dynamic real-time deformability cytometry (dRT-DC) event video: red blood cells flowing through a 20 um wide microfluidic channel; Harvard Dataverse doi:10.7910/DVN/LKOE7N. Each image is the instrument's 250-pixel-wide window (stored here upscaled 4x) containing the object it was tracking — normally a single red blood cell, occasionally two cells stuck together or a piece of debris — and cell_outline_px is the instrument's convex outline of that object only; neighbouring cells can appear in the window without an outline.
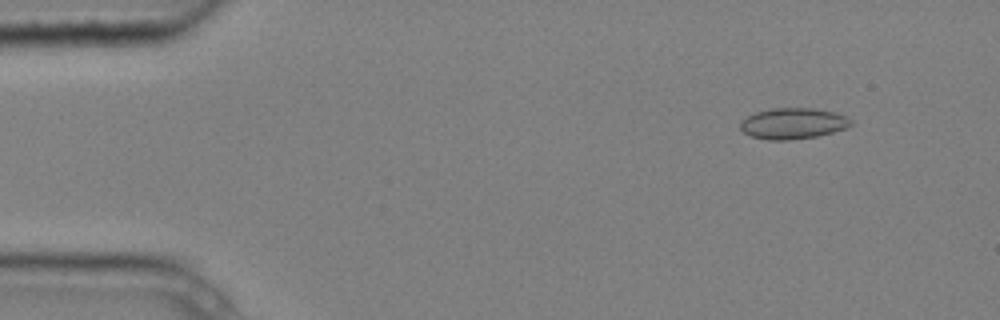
{"species": "common noctule bat (a hibernating species)", "species_latin": "Nyctalus noctula", "temperature_condition": "cold", "stored_images_in_passage": 5, "camera_frame_rate_fps": 3000, "um_per_image_px": 0.085, "animal": {"sex": "male", "body_mass_g": 20.4}, "frame": {"image": 1, "passage_image": 1, "time_ms": 0.0, "image_size_px": [1000, 320], "cell_outline_px": [[852, 124], [848, 128], [816, 136], [788, 140], [768, 140], [752, 136], [744, 132], [740, 128], [740, 120], [756, 112], [772, 108], [812, 108], [832, 112], [848, 116], [852, 120]], "centroid_in_image_um": [67.41, 10.49], "position_along_channel_um": 17.6, "area_um2": 19.94}}
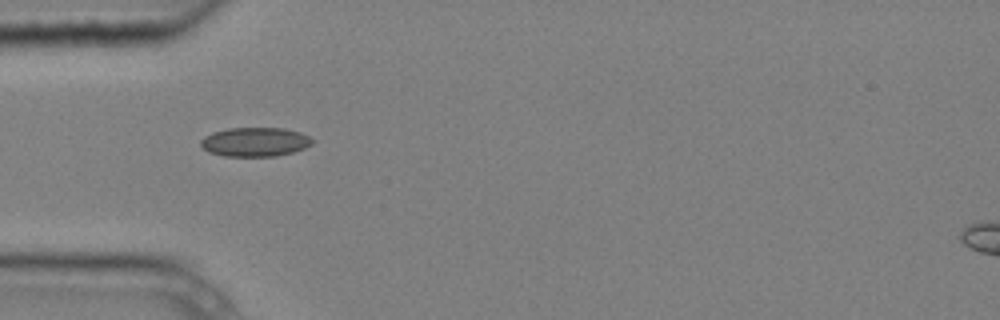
{"frame": {"image": 2, "passage_image": 4, "time_ms": 1.0, "image_size_px": [1000, 320], "cell_outline_px": [[316, 140], [312, 144], [304, 148], [292, 152], [276, 156], [224, 156], [208, 152], [200, 144], [200, 140], [204, 136], [212, 132], [228, 128], [284, 128], [300, 132]], "centroid_in_image_um": [21.68, 12.06], "position_along_channel_um": 63.3, "area_um2": 19.02}}
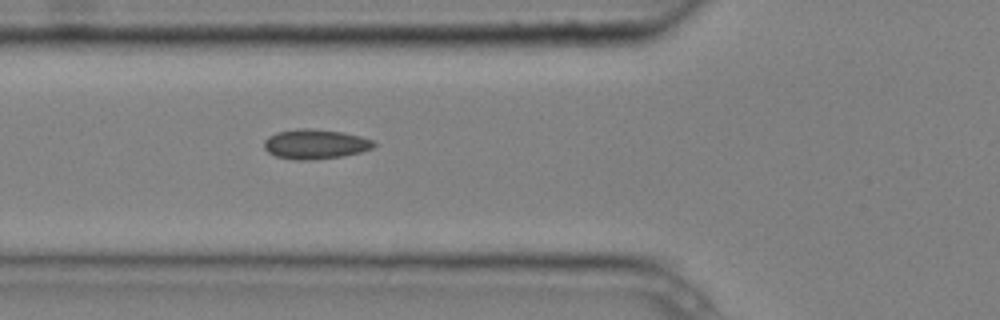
{"frame": {"image": 3, "passage_image": 5, "time_ms": 1.333, "image_size_px": [1000, 320], "cell_outline_px": [[376, 144], [372, 148], [360, 152], [344, 156], [312, 160], [296, 160], [276, 156], [268, 152], [264, 148], [264, 140], [268, 136], [276, 132], [296, 128], [312, 128], [344, 132], [360, 136], [372, 140]], "centroid_in_image_um": [26.78, 12.24], "position_along_channel_um": 99.0, "area_um2": 19.19}}